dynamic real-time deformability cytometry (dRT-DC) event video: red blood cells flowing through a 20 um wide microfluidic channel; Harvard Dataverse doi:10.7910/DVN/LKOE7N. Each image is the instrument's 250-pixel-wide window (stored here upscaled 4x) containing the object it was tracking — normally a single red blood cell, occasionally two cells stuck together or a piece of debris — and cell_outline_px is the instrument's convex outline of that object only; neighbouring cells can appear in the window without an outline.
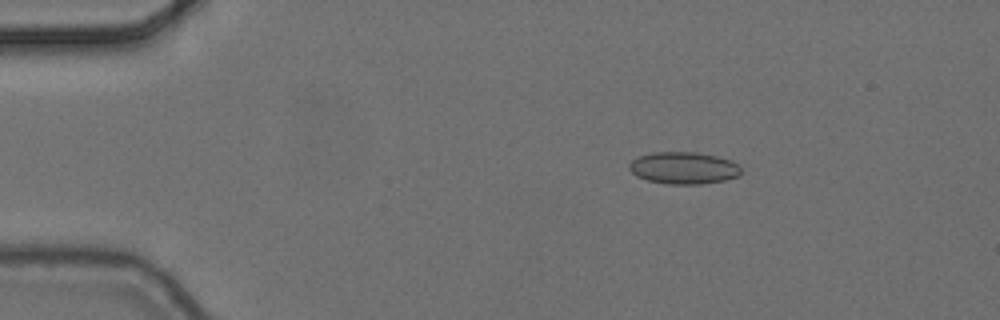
{"species": "common noctule bat (a hibernating species)", "species_latin": "Nyctalus noctula", "temperature_condition": "cold", "stored_images_in_passage": 3, "camera_frame_rate_fps": 3000, "um_per_image_px": 0.085, "animal": {"sex": "female", "body_mass_g": 24.6, "forearm_length_mm": 56.2}, "frame": {"image": 1, "passage_image": 1, "time_ms": 0.0, "image_size_px": [1000, 320], "cell_outline_px": [[740, 176], [724, 180], [700, 184], [668, 184], [648, 180], [636, 176], [628, 168], [628, 164], [632, 160], [640, 156], [652, 152], [696, 152], [716, 156], [732, 160], [740, 164]], "centroid_in_image_um": [58.12, 14.27], "position_along_channel_um": 26.9, "area_um2": 20.98}}